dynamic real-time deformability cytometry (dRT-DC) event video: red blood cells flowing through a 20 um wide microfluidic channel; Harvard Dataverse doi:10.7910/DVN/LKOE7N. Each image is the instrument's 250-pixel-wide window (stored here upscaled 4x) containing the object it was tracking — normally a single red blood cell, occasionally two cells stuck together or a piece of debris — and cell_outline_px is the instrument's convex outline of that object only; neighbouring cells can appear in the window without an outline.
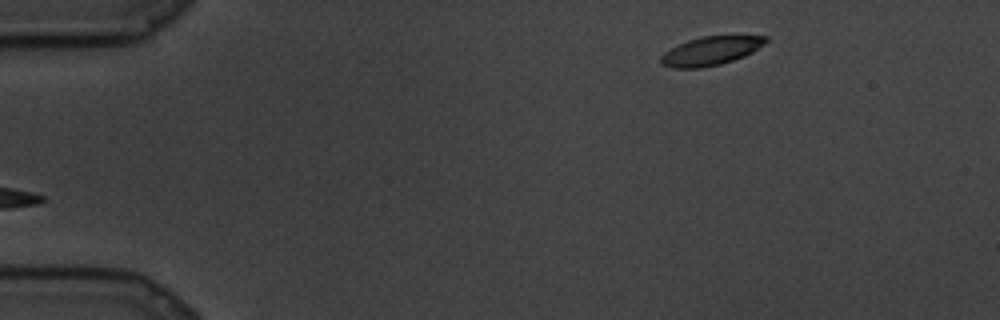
{"species": "common noctule bat (a hibernating species)", "species_latin": "Nyctalus noctula", "temperature_condition": "cold", "stored_images_in_passage": 23, "camera_frame_rate_fps": 3000, "um_per_image_px": 0.085, "animal": {"sex": "male", "body_mass_g": 19.5, "forearm_length_mm": 54.6}, "frame": {"image": 1, "passage_image": 1, "time_ms": 0.0, "image_size_px": [1000, 320], "cell_outline_px": [[768, 40], [764, 44], [752, 52], [744, 56], [720, 64], [700, 68], [672, 68], [660, 64], [660, 56], [664, 52], [688, 40], [704, 36], [768, 36]], "centroid_in_image_um": [60.39, 4.33], "position_along_channel_um": 24.6, "area_um2": 17.34}}
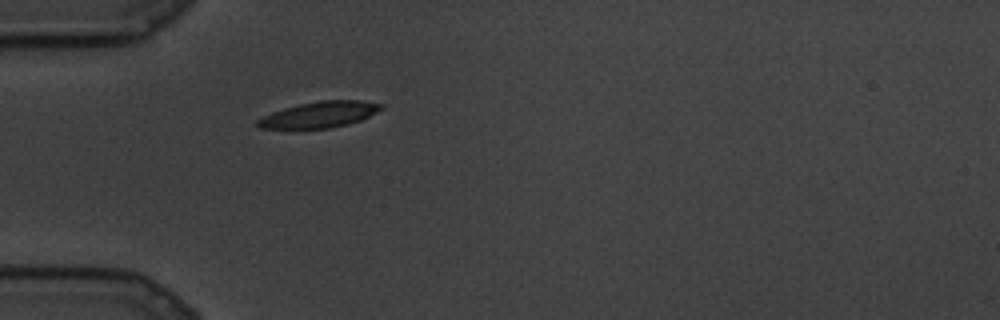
{"frame": {"image": 2, "passage_image": 15, "time_ms": 4.667, "image_size_px": [1000, 320], "cell_outline_px": [[384, 108], [360, 120], [348, 124], [328, 128], [260, 128], [256, 124], [256, 120], [272, 112], [284, 108], [300, 104], [320, 100], [360, 100], [384, 104]], "centroid_in_image_um": [27.18, 9.73], "position_along_channel_um": 57.8, "area_um2": 18.55}}
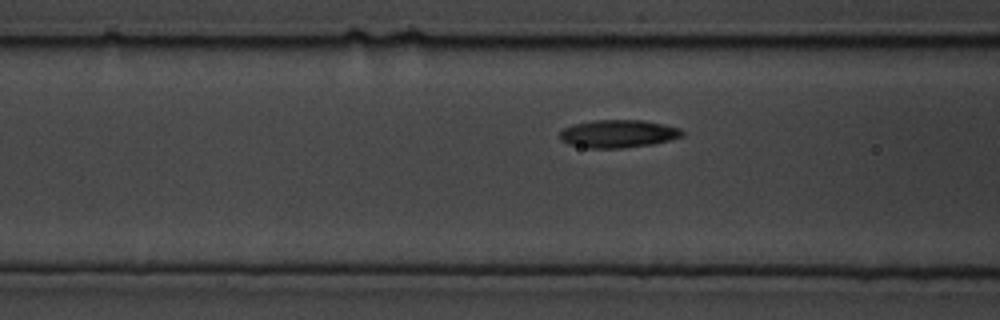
{"frame": {"image": 3, "passage_image": 23, "time_ms": 7.333, "image_size_px": [1000, 320], "cell_outline_px": [[684, 136], [652, 144], [620, 148], [588, 148], [568, 144], [560, 140], [560, 132], [564, 128], [572, 124], [596, 120], [644, 120], [664, 124], [680, 128], [684, 132]], "centroid_in_image_um": [52.54, 11.36], "position_along_channel_um": 114.1, "area_um2": 19.88}}